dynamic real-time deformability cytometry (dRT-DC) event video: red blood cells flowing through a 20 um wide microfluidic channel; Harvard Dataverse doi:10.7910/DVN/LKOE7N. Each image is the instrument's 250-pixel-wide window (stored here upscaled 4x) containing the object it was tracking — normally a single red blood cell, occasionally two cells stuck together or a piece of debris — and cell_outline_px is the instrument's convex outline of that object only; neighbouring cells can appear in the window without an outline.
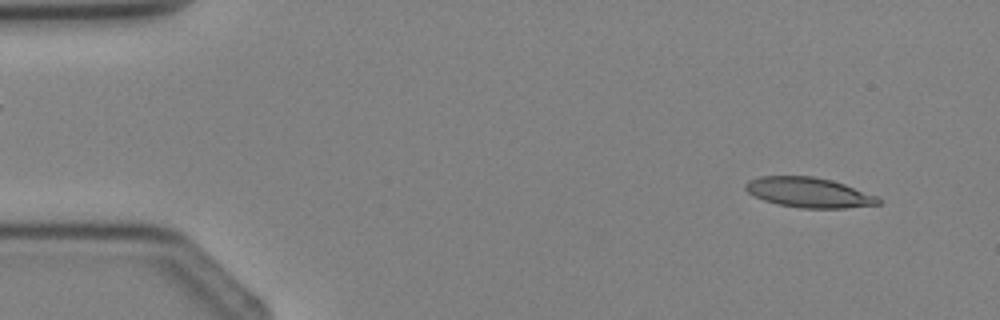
{"species": "Egyptian fruit bat (a non-hibernating species)", "species_latin": "Rousettus aegyptiacus", "temperature_condition": "cold", "stored_images_in_passage": 4, "segment_of_instrument_passage": [2, 2], "camera_frame_rate_fps": 3000, "um_per_image_px": 0.085, "animal": {"sex": "female"}, "frame": {"image": 1, "passage_image": 4, "time_ms": 3.333, "image_size_px": [1000, 320], "cell_outline_px": [[884, 200], [880, 204], [844, 208], [800, 208], [780, 204], [764, 200], [748, 192], [744, 188], [744, 184], [748, 180], [760, 176], [812, 176], [832, 180], [844, 184], [876, 196]], "centroid_in_image_um": [68.75, 16.36], "position_along_channel_um": 16.2, "area_um2": 23.12}}